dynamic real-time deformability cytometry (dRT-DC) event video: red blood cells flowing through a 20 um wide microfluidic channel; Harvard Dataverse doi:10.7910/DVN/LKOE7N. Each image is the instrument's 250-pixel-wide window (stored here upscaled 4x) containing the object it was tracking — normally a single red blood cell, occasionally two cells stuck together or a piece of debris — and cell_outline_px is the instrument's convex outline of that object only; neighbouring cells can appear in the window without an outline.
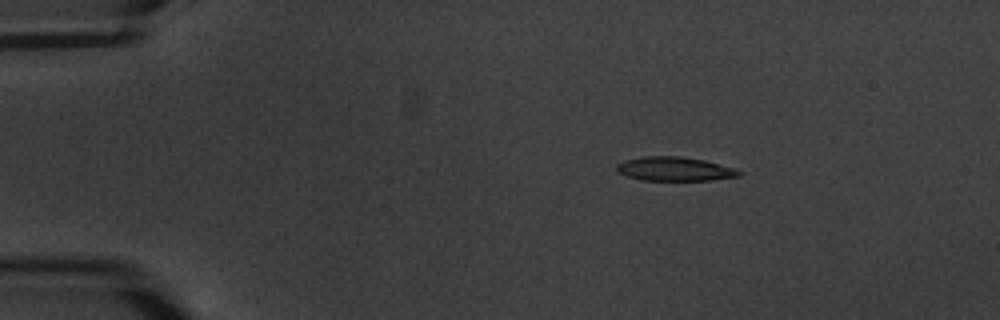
{"species": "common noctule bat (a hibernating species)", "species_latin": "Nyctalus noctula", "temperature_condition": "warm", "stored_images_in_passage": 6, "camera_frame_rate_fps": 3000, "um_per_image_px": 0.085, "animal": {"sex": "male", "body_mass_g": 20.1, "forearm_length_mm": 53.5}, "frame": {"image": 1, "passage_image": 4, "time_ms": 3.333, "image_size_px": [1000, 320], "cell_outline_px": [[744, 172], [740, 176], [712, 180], [640, 180], [628, 176], [620, 172], [616, 168], [616, 164], [624, 160], [644, 156], [680, 156], [704, 160], [732, 168]], "centroid_in_image_um": [57.34, 14.36], "position_along_channel_um": 27.7, "area_um2": 16.99}}